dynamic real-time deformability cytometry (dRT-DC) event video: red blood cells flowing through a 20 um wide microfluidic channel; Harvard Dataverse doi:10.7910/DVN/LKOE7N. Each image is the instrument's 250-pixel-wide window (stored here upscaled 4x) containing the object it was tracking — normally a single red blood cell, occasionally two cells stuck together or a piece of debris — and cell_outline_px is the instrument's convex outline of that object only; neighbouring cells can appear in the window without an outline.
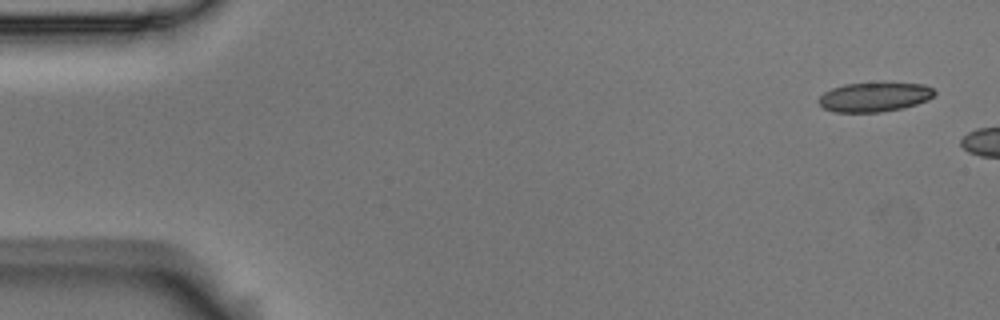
{"species": "Egyptian fruit bat (a non-hibernating species)", "species_latin": "Rousettus aegyptiacus", "temperature_condition": "room temperature", "stored_images_in_passage": 3, "camera_frame_rate_fps": 3000, "um_per_image_px": 0.085, "animal": {"sex": "male"}, "frame": {"image": 1, "passage_image": 1, "time_ms": 0.0, "image_size_px": [1000, 320], "cell_outline_px": [[936, 92], [928, 100], [904, 108], [880, 112], [832, 112], [824, 108], [816, 100], [824, 92], [832, 88], [844, 84], [880, 80], [924, 84], [932, 88]], "centroid_in_image_um": [74.33, 8.2], "position_along_channel_um": 10.7, "area_um2": 20.69}}